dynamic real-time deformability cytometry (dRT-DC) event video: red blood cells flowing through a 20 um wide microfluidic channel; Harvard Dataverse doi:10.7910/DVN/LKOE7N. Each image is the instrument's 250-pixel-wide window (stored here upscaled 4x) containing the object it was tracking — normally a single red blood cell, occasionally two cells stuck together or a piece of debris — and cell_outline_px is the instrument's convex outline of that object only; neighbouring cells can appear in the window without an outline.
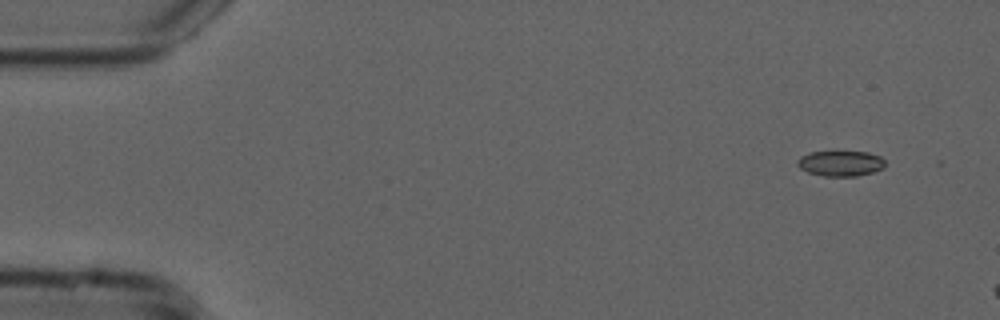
{"species": "common noctule bat (a hibernating species)", "species_latin": "Nyctalus noctula", "temperature_condition": "cold", "stored_images_in_passage": 7, "camera_frame_rate_fps": 3000, "um_per_image_px": 0.085, "animal": {"sex": "male", "forearm_length_mm": 52.5}, "frame": {"image": 1, "passage_image": 1, "time_ms": 0.0, "image_size_px": [1000, 320], "cell_outline_px": [[884, 168], [872, 172], [856, 176], [824, 176], [808, 172], [800, 168], [796, 164], [796, 160], [800, 156], [808, 152], [868, 152], [880, 156], [884, 160]], "centroid_in_image_um": [71.42, 13.88], "position_along_channel_um": 13.6, "area_um2": 13.01}}